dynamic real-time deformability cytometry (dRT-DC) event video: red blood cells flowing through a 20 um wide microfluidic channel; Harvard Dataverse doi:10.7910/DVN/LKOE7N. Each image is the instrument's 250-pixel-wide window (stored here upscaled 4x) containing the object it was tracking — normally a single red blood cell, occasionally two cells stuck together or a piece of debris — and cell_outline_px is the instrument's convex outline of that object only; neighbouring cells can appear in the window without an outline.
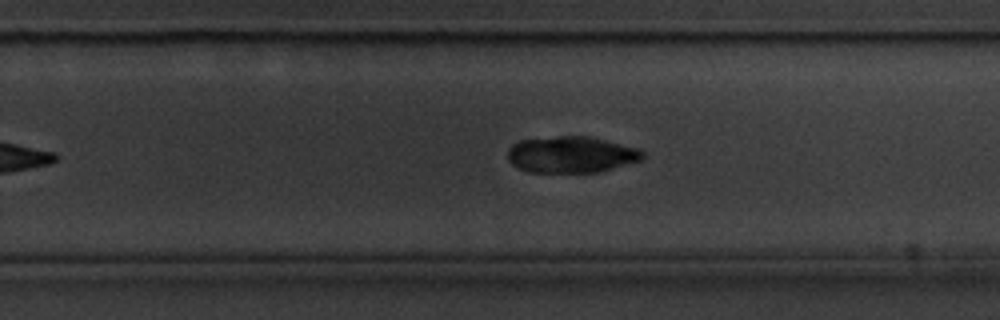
{"species": "common noctule bat (a hibernating species)", "species_latin": "Nyctalus noctula", "temperature_condition": "cold", "stored_images_in_passage": 33, "camera_frame_rate_fps": 3000, "um_per_image_px": 0.085, "animal": {"sex": "male", "body_mass_g": 20.1, "forearm_length_mm": 53.5}, "frame": {"image": 1, "passage_image": 28, "time_ms": 9.0, "image_size_px": [1000, 320], "cell_outline_px": [[644, 156], [640, 160], [600, 172], [528, 172], [512, 164], [508, 160], [508, 148], [512, 144], [520, 140], [556, 136], [588, 136], [640, 148], [644, 152]], "centroid_in_image_um": [48.55, 13.13], "position_along_channel_um": 281.2, "area_um2": 28.67}}